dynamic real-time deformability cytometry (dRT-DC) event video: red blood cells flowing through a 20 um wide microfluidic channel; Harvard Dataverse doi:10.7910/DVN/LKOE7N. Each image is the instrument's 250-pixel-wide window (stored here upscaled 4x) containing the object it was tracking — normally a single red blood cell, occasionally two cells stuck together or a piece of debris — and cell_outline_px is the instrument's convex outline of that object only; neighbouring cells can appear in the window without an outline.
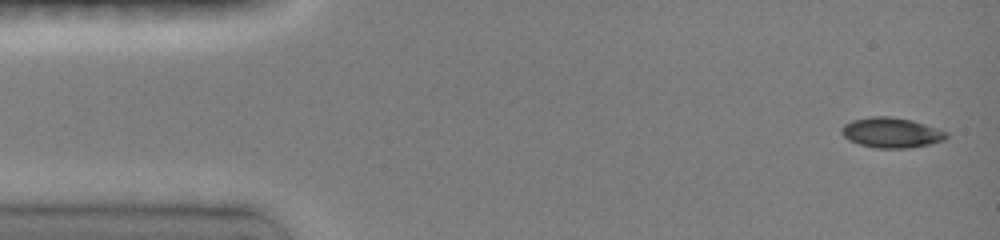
{"species": "common noctule bat (a hibernating species)", "species_latin": "Nyctalus noctula", "temperature_condition": "room temperature", "stored_images_in_passage": 9, "camera_frame_rate_fps": 3000, "um_per_image_px": 0.085, "animal": {"sex": "female", "body_mass_g": 19.0, "forearm_length_mm": 51.5}, "frame": {"image": 1, "passage_image": 1, "time_ms": 0.0, "image_size_px": [1000, 240], "cell_outline_px": [[948, 136], [944, 140], [928, 144], [908, 148], [876, 148], [860, 144], [848, 140], [840, 132], [844, 124], [852, 120], [872, 116], [892, 116], [912, 120], [948, 132]], "centroid_in_image_um": [75.75, 11.27], "position_along_channel_um": 9.2, "area_um2": 18.38}}
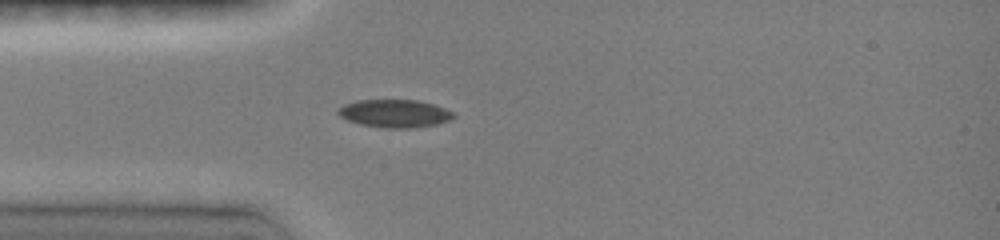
{"frame": {"image": 2, "passage_image": 9, "time_ms": 3.667, "image_size_px": [1000, 240], "cell_outline_px": [[456, 116], [448, 120], [436, 124], [412, 128], [384, 128], [360, 124], [348, 120], [340, 116], [336, 112], [336, 108], [344, 104], [356, 100], [416, 100], [432, 104], [444, 108], [452, 112]], "centroid_in_image_um": [33.49, 9.64], "position_along_channel_um": 51.5, "area_um2": 18.73}}